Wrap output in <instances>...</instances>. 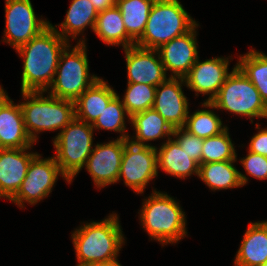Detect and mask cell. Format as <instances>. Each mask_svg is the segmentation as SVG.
Masks as SVG:
<instances>
[{"instance_id": "6da1fadb", "label": "cell", "mask_w": 267, "mask_h": 266, "mask_svg": "<svg viewBox=\"0 0 267 266\" xmlns=\"http://www.w3.org/2000/svg\"><path fill=\"white\" fill-rule=\"evenodd\" d=\"M70 44L50 24L28 43L16 49L23 59L21 92H47L55 78L59 58Z\"/></svg>"}, {"instance_id": "7a4b0ae2", "label": "cell", "mask_w": 267, "mask_h": 266, "mask_svg": "<svg viewBox=\"0 0 267 266\" xmlns=\"http://www.w3.org/2000/svg\"><path fill=\"white\" fill-rule=\"evenodd\" d=\"M100 222H90L72 234L78 264L90 265L117 260L124 236L116 213Z\"/></svg>"}, {"instance_id": "3957f363", "label": "cell", "mask_w": 267, "mask_h": 266, "mask_svg": "<svg viewBox=\"0 0 267 266\" xmlns=\"http://www.w3.org/2000/svg\"><path fill=\"white\" fill-rule=\"evenodd\" d=\"M142 204L140 220L151 239L164 246L187 235L185 212L168 194L154 190Z\"/></svg>"}, {"instance_id": "277c9868", "label": "cell", "mask_w": 267, "mask_h": 266, "mask_svg": "<svg viewBox=\"0 0 267 266\" xmlns=\"http://www.w3.org/2000/svg\"><path fill=\"white\" fill-rule=\"evenodd\" d=\"M44 92H22L26 102L20 103L28 136L35 143L42 131H62L75 119V103ZM37 133V134H36Z\"/></svg>"}, {"instance_id": "5b68a950", "label": "cell", "mask_w": 267, "mask_h": 266, "mask_svg": "<svg viewBox=\"0 0 267 266\" xmlns=\"http://www.w3.org/2000/svg\"><path fill=\"white\" fill-rule=\"evenodd\" d=\"M196 21L178 0H155L142 36L135 45L157 50L163 44L189 32Z\"/></svg>"}, {"instance_id": "8992f818", "label": "cell", "mask_w": 267, "mask_h": 266, "mask_svg": "<svg viewBox=\"0 0 267 266\" xmlns=\"http://www.w3.org/2000/svg\"><path fill=\"white\" fill-rule=\"evenodd\" d=\"M81 39L71 50L68 44L62 51L49 95L74 102L99 79L90 76L85 39Z\"/></svg>"}, {"instance_id": "52a82bcc", "label": "cell", "mask_w": 267, "mask_h": 266, "mask_svg": "<svg viewBox=\"0 0 267 266\" xmlns=\"http://www.w3.org/2000/svg\"><path fill=\"white\" fill-rule=\"evenodd\" d=\"M207 108L224 109L231 113L252 119L267 118V104L261 98L257 88L235 66L227 76L222 87L211 102L202 103Z\"/></svg>"}, {"instance_id": "ba28073f", "label": "cell", "mask_w": 267, "mask_h": 266, "mask_svg": "<svg viewBox=\"0 0 267 266\" xmlns=\"http://www.w3.org/2000/svg\"><path fill=\"white\" fill-rule=\"evenodd\" d=\"M93 130L92 124L75 118L53 140L57 154L53 157L70 182L92 153Z\"/></svg>"}, {"instance_id": "9c48e42d", "label": "cell", "mask_w": 267, "mask_h": 266, "mask_svg": "<svg viewBox=\"0 0 267 266\" xmlns=\"http://www.w3.org/2000/svg\"><path fill=\"white\" fill-rule=\"evenodd\" d=\"M156 150L151 144L136 145L125 139L118 181L123 177L126 186L138 194L143 193L158 174Z\"/></svg>"}, {"instance_id": "30bf717a", "label": "cell", "mask_w": 267, "mask_h": 266, "mask_svg": "<svg viewBox=\"0 0 267 266\" xmlns=\"http://www.w3.org/2000/svg\"><path fill=\"white\" fill-rule=\"evenodd\" d=\"M71 182L63 175L54 157L42 159L37 153L30 161L26 177L16 195L10 200L20 208L27 202L30 205L37 204L52 192L58 176Z\"/></svg>"}, {"instance_id": "8fae6325", "label": "cell", "mask_w": 267, "mask_h": 266, "mask_svg": "<svg viewBox=\"0 0 267 266\" xmlns=\"http://www.w3.org/2000/svg\"><path fill=\"white\" fill-rule=\"evenodd\" d=\"M6 28L3 41L18 49L40 34L51 23L38 19L30 0H5Z\"/></svg>"}, {"instance_id": "7c38bea8", "label": "cell", "mask_w": 267, "mask_h": 266, "mask_svg": "<svg viewBox=\"0 0 267 266\" xmlns=\"http://www.w3.org/2000/svg\"><path fill=\"white\" fill-rule=\"evenodd\" d=\"M125 139L97 144L85 164L97 188L118 182Z\"/></svg>"}, {"instance_id": "4fadbf2b", "label": "cell", "mask_w": 267, "mask_h": 266, "mask_svg": "<svg viewBox=\"0 0 267 266\" xmlns=\"http://www.w3.org/2000/svg\"><path fill=\"white\" fill-rule=\"evenodd\" d=\"M124 52L128 83L157 87L168 79L158 50L145 49L134 45L124 48Z\"/></svg>"}, {"instance_id": "5bb4252c", "label": "cell", "mask_w": 267, "mask_h": 266, "mask_svg": "<svg viewBox=\"0 0 267 266\" xmlns=\"http://www.w3.org/2000/svg\"><path fill=\"white\" fill-rule=\"evenodd\" d=\"M198 25L157 49L165 71L172 72L170 77L184 78L199 57L195 30Z\"/></svg>"}, {"instance_id": "9a60e30c", "label": "cell", "mask_w": 267, "mask_h": 266, "mask_svg": "<svg viewBox=\"0 0 267 266\" xmlns=\"http://www.w3.org/2000/svg\"><path fill=\"white\" fill-rule=\"evenodd\" d=\"M184 78L169 77L156 87L153 109L173 128H183L188 116L189 103L182 91Z\"/></svg>"}, {"instance_id": "2e32d148", "label": "cell", "mask_w": 267, "mask_h": 266, "mask_svg": "<svg viewBox=\"0 0 267 266\" xmlns=\"http://www.w3.org/2000/svg\"><path fill=\"white\" fill-rule=\"evenodd\" d=\"M228 59L215 57L200 62L198 57L195 64L184 77V84L195 91L197 96L198 93L209 95L205 102H211L230 74L228 73Z\"/></svg>"}, {"instance_id": "e0dca14e", "label": "cell", "mask_w": 267, "mask_h": 266, "mask_svg": "<svg viewBox=\"0 0 267 266\" xmlns=\"http://www.w3.org/2000/svg\"><path fill=\"white\" fill-rule=\"evenodd\" d=\"M30 148H0V198L11 200L20 189L30 161L37 154L27 152Z\"/></svg>"}, {"instance_id": "ac0fdd59", "label": "cell", "mask_w": 267, "mask_h": 266, "mask_svg": "<svg viewBox=\"0 0 267 266\" xmlns=\"http://www.w3.org/2000/svg\"><path fill=\"white\" fill-rule=\"evenodd\" d=\"M33 143L26 132L20 104L15 105L0 86V148H27Z\"/></svg>"}, {"instance_id": "d6986e66", "label": "cell", "mask_w": 267, "mask_h": 266, "mask_svg": "<svg viewBox=\"0 0 267 266\" xmlns=\"http://www.w3.org/2000/svg\"><path fill=\"white\" fill-rule=\"evenodd\" d=\"M117 95L102 78L95 81L75 101V118L93 124Z\"/></svg>"}, {"instance_id": "ffe728a7", "label": "cell", "mask_w": 267, "mask_h": 266, "mask_svg": "<svg viewBox=\"0 0 267 266\" xmlns=\"http://www.w3.org/2000/svg\"><path fill=\"white\" fill-rule=\"evenodd\" d=\"M234 261L235 266H261L267 261V221L248 226Z\"/></svg>"}, {"instance_id": "44dd1931", "label": "cell", "mask_w": 267, "mask_h": 266, "mask_svg": "<svg viewBox=\"0 0 267 266\" xmlns=\"http://www.w3.org/2000/svg\"><path fill=\"white\" fill-rule=\"evenodd\" d=\"M156 149H159L156 150L157 168L182 179L193 174L198 176L200 165L189 158L175 139H168L160 148L156 147Z\"/></svg>"}, {"instance_id": "7402d4cb", "label": "cell", "mask_w": 267, "mask_h": 266, "mask_svg": "<svg viewBox=\"0 0 267 266\" xmlns=\"http://www.w3.org/2000/svg\"><path fill=\"white\" fill-rule=\"evenodd\" d=\"M235 161L200 164L198 177L214 191L244 186L248 182V178L236 169L233 165Z\"/></svg>"}, {"instance_id": "603a6c76", "label": "cell", "mask_w": 267, "mask_h": 266, "mask_svg": "<svg viewBox=\"0 0 267 266\" xmlns=\"http://www.w3.org/2000/svg\"><path fill=\"white\" fill-rule=\"evenodd\" d=\"M129 120L133 125L136 136L128 139L136 145H149L145 142L163 137L173 136L174 129L153 108L132 115ZM135 139V140H134Z\"/></svg>"}, {"instance_id": "cb8c5ba5", "label": "cell", "mask_w": 267, "mask_h": 266, "mask_svg": "<svg viewBox=\"0 0 267 266\" xmlns=\"http://www.w3.org/2000/svg\"><path fill=\"white\" fill-rule=\"evenodd\" d=\"M93 31L105 44H122L123 49L135 45V41L127 34L122 13L116 5L98 12Z\"/></svg>"}, {"instance_id": "d4e9b609", "label": "cell", "mask_w": 267, "mask_h": 266, "mask_svg": "<svg viewBox=\"0 0 267 266\" xmlns=\"http://www.w3.org/2000/svg\"><path fill=\"white\" fill-rule=\"evenodd\" d=\"M97 16L98 12L90 0H72L65 20L60 24L62 31L59 32L56 25L53 27L63 39L69 41L68 36L75 39L88 25L94 30Z\"/></svg>"}, {"instance_id": "484cf974", "label": "cell", "mask_w": 267, "mask_h": 266, "mask_svg": "<svg viewBox=\"0 0 267 266\" xmlns=\"http://www.w3.org/2000/svg\"><path fill=\"white\" fill-rule=\"evenodd\" d=\"M155 0H116L127 34L136 42L143 34Z\"/></svg>"}, {"instance_id": "4316f807", "label": "cell", "mask_w": 267, "mask_h": 266, "mask_svg": "<svg viewBox=\"0 0 267 266\" xmlns=\"http://www.w3.org/2000/svg\"><path fill=\"white\" fill-rule=\"evenodd\" d=\"M238 60L236 66L257 88L267 104V55L253 49L239 56Z\"/></svg>"}, {"instance_id": "83f0119b", "label": "cell", "mask_w": 267, "mask_h": 266, "mask_svg": "<svg viewBox=\"0 0 267 266\" xmlns=\"http://www.w3.org/2000/svg\"><path fill=\"white\" fill-rule=\"evenodd\" d=\"M221 119L212 110H198L187 116L183 127L189 134L202 139L223 132L227 126L222 125Z\"/></svg>"}, {"instance_id": "f1b7e54d", "label": "cell", "mask_w": 267, "mask_h": 266, "mask_svg": "<svg viewBox=\"0 0 267 266\" xmlns=\"http://www.w3.org/2000/svg\"><path fill=\"white\" fill-rule=\"evenodd\" d=\"M235 146L228 133V127L218 135L204 139L202 164L237 160Z\"/></svg>"}, {"instance_id": "f546056e", "label": "cell", "mask_w": 267, "mask_h": 266, "mask_svg": "<svg viewBox=\"0 0 267 266\" xmlns=\"http://www.w3.org/2000/svg\"><path fill=\"white\" fill-rule=\"evenodd\" d=\"M156 87L146 84L127 83L126 93L122 99L129 117L153 108Z\"/></svg>"}, {"instance_id": "4dcf8cb0", "label": "cell", "mask_w": 267, "mask_h": 266, "mask_svg": "<svg viewBox=\"0 0 267 266\" xmlns=\"http://www.w3.org/2000/svg\"><path fill=\"white\" fill-rule=\"evenodd\" d=\"M125 115L130 118L117 94L104 109L98 119L92 124L93 129H106L110 131L120 132V139H129L126 133Z\"/></svg>"}, {"instance_id": "1f68e13d", "label": "cell", "mask_w": 267, "mask_h": 266, "mask_svg": "<svg viewBox=\"0 0 267 266\" xmlns=\"http://www.w3.org/2000/svg\"><path fill=\"white\" fill-rule=\"evenodd\" d=\"M173 137L178 142L184 152L199 165L202 164V151L204 139L189 134L183 128H175Z\"/></svg>"}, {"instance_id": "d6a6232c", "label": "cell", "mask_w": 267, "mask_h": 266, "mask_svg": "<svg viewBox=\"0 0 267 266\" xmlns=\"http://www.w3.org/2000/svg\"><path fill=\"white\" fill-rule=\"evenodd\" d=\"M247 174L257 179H267V157L248 151L240 160Z\"/></svg>"}, {"instance_id": "836d02e7", "label": "cell", "mask_w": 267, "mask_h": 266, "mask_svg": "<svg viewBox=\"0 0 267 266\" xmlns=\"http://www.w3.org/2000/svg\"><path fill=\"white\" fill-rule=\"evenodd\" d=\"M248 150L267 157V128L261 129L251 138Z\"/></svg>"}, {"instance_id": "e575fe53", "label": "cell", "mask_w": 267, "mask_h": 266, "mask_svg": "<svg viewBox=\"0 0 267 266\" xmlns=\"http://www.w3.org/2000/svg\"><path fill=\"white\" fill-rule=\"evenodd\" d=\"M97 12H101L115 5L116 0H90Z\"/></svg>"}, {"instance_id": "d590c367", "label": "cell", "mask_w": 267, "mask_h": 266, "mask_svg": "<svg viewBox=\"0 0 267 266\" xmlns=\"http://www.w3.org/2000/svg\"><path fill=\"white\" fill-rule=\"evenodd\" d=\"M88 266H122L118 260H114L111 262H107V263H96V264H90Z\"/></svg>"}, {"instance_id": "8d00e7d4", "label": "cell", "mask_w": 267, "mask_h": 266, "mask_svg": "<svg viewBox=\"0 0 267 266\" xmlns=\"http://www.w3.org/2000/svg\"><path fill=\"white\" fill-rule=\"evenodd\" d=\"M261 266H267V261L264 264H262Z\"/></svg>"}]
</instances>
